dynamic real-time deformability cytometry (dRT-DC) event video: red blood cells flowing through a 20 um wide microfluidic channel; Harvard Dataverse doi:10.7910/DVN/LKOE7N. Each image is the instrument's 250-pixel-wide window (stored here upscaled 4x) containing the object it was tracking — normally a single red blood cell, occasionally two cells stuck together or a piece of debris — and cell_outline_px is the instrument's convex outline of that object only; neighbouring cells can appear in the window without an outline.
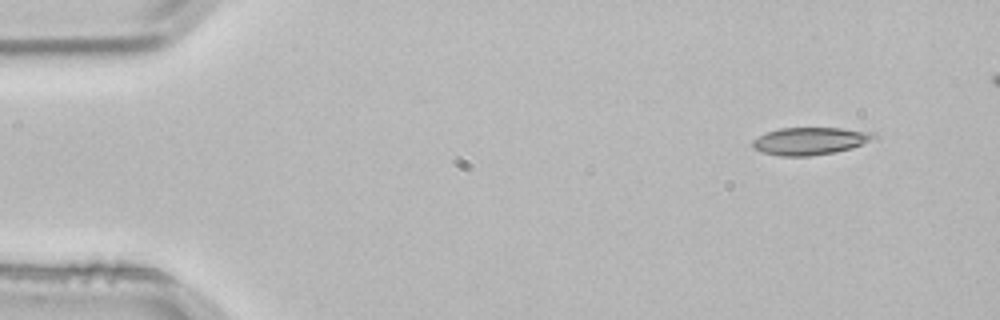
{"species": "common noctule bat (a hibernating species)", "species_latin": "Nyctalus noctula", "temperature_condition": "room temperature", "stored_images_in_passage": 3, "camera_frame_rate_fps": 3000, "um_per_image_px": 0.085, "animal": {"sex": "male", "body_mass_g": 21.5, "forearm_length_mm": 52.0}, "frame": {"image": 1, "passage_image": 3, "time_ms": 0.667, "image_size_px": [1000, 320], "cell_outline_px": [[880, 136], [872, 140], [852, 148], [836, 152], [808, 156], [780, 156], [760, 152], [752, 148], [752, 140], [768, 132], [780, 128], [840, 128], [876, 132]], "centroid_in_image_um": [68.89, 11.99], "position_along_channel_um": 16.1, "area_um2": 19.59}}